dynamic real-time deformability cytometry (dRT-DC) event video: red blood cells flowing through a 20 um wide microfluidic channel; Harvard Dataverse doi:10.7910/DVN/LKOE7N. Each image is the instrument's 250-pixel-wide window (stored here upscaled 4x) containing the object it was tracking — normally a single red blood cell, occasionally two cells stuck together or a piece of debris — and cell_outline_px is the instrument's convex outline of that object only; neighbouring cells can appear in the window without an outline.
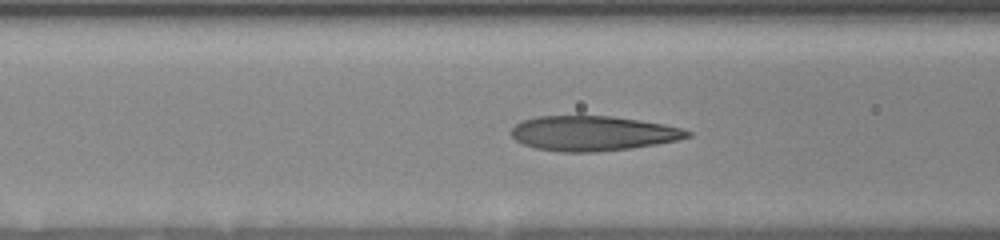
{"species": "human", "species_latin": "Homo sapiens", "temperature_condition": "room temperature", "stored_images_in_passage": 39, "camera_frame_rate_fps": 3000, "um_per_image_px": 0.085, "donor": {"sex": "female"}, "frame": {"image": 1, "passage_image": 17, "time_ms": 7.0, "image_size_px": [1000, 240], "cell_outline_px": [[692, 136], [676, 140], [656, 144], [632, 148], [596, 152], [560, 152], [532, 148], [516, 140], [512, 136], [512, 128], [520, 120], [536, 116], [612, 116], [640, 120], [664, 124], [680, 128], [692, 132]], "centroid_in_image_um": [50.37, 11.33], "position_along_channel_um": 116.2, "area_um2": 35.95}}
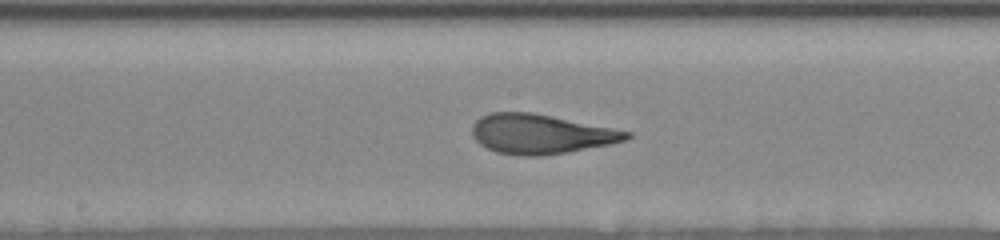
{"frame": {"image": 2, "passage_image": 25, "time_ms": 9.333, "image_size_px": [1000, 240], "cell_outline_px": [[632, 136], [628, 140], [568, 152], [540, 156], [520, 156], [496, 152], [480, 144], [472, 136], [472, 124], [480, 116], [488, 112], [532, 112], [632, 132]], "centroid_in_image_um": [45.93, 11.39], "position_along_channel_um": 202.3, "area_um2": 35.6}}
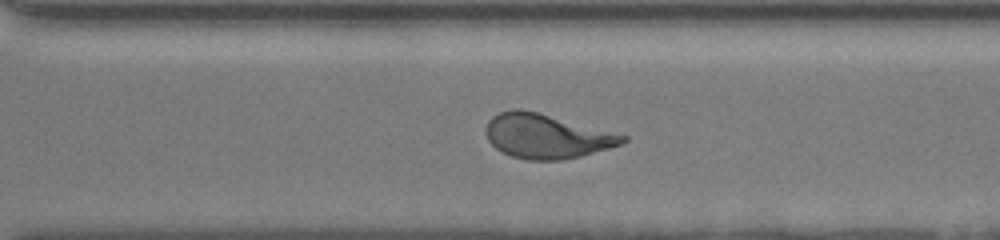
{"frame": {"image": 3, "passage_image": 36, "time_ms": 12.667, "image_size_px": [1000, 240], "cell_outline_px": [[628, 140], [620, 144], [608, 148], [580, 156], [560, 160], [528, 160], [512, 156], [496, 148], [488, 140], [484, 128], [488, 120], [492, 116], [500, 112], [512, 108], [520, 108], [536, 112], [628, 136]], "centroid_in_image_um": [46.4, 11.57], "position_along_channel_um": 324.2, "area_um2": 34.97}}